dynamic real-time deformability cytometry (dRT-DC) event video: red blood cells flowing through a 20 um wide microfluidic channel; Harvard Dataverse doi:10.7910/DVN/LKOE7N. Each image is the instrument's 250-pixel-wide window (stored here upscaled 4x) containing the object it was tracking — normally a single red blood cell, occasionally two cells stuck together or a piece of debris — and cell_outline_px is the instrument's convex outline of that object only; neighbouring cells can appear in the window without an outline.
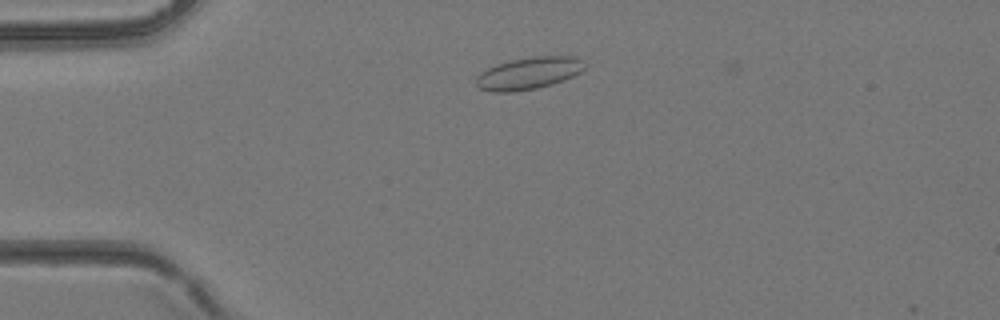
{"species": "common noctule bat (a hibernating species)", "species_latin": "Nyctalus noctula", "temperature_condition": "room temperature", "stored_images_in_passage": 4, "camera_frame_rate_fps": 3000, "um_per_image_px": 0.085, "animal": {"sex": "female", "body_mass_g": 24.6, "forearm_length_mm": 56.2}, "frame": {"image": 1, "passage_image": 2, "time_ms": 0.333, "image_size_px": [1000, 320], "cell_outline_px": [[588, 64], [580, 72], [564, 80], [552, 84], [536, 88], [512, 92], [492, 92], [480, 88], [476, 84], [476, 76], [480, 72], [496, 64], [512, 60], [536, 56], [576, 56], [584, 60]], "centroid_in_image_um": [44.97, 6.22], "position_along_channel_um": 40.0, "area_um2": 20.4}}
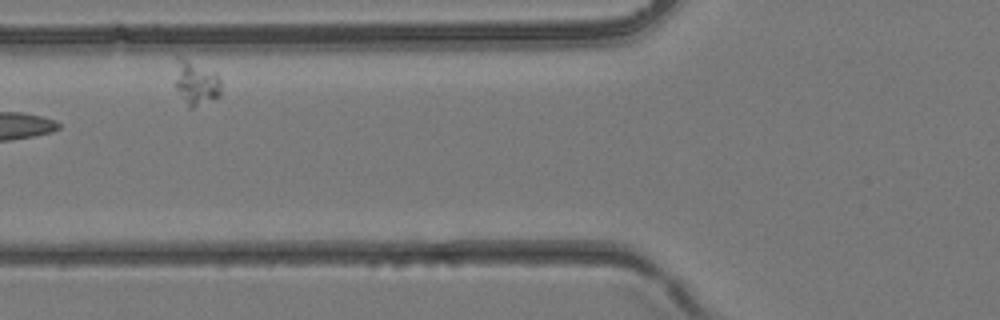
{"frame": {"image": 2, "passage_image": 4, "time_ms": 1.0, "image_size_px": [1000, 320], "cell_outline_px": [[220, 96], [192, 108], [188, 108], [172, 84], [176, 56], [180, 56], [216, 72], [220, 76]], "centroid_in_image_um": [16.59, 7.02], "position_along_channel_um": 109.2, "area_um2": 12.43}}